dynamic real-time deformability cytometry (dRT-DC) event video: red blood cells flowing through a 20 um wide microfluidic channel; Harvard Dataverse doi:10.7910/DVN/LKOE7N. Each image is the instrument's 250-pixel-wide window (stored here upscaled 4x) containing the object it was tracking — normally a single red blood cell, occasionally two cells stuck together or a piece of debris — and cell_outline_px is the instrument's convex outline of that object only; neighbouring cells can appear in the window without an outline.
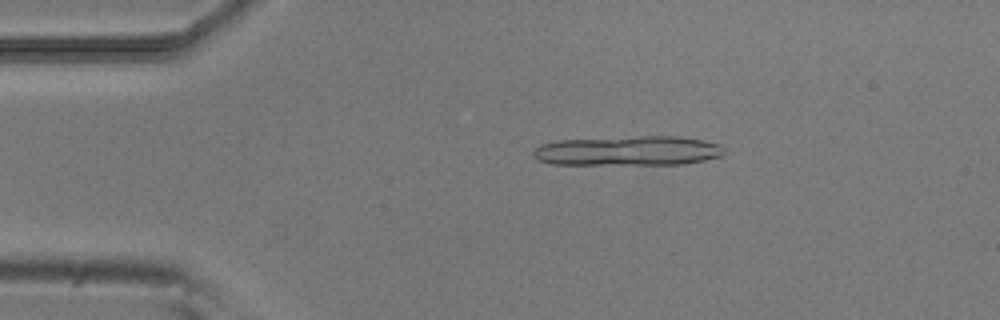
{"species": "common noctule bat (a hibernating species)", "species_latin": "Nyctalus noctula", "temperature_condition": "room temperature", "stored_images_in_passage": 14, "camera_frame_rate_fps": 3000, "um_per_image_px": 0.085, "animal": {"sex": "male", "body_mass_g": 20.5, "forearm_length_mm": 52.5}, "frame": {"image": 1, "passage_image": 8, "time_ms": 2.333, "image_size_px": [1000, 320], "cell_outline_px": [[724, 152], [720, 156], [704, 160], [684, 164], [552, 164], [536, 160], [532, 156], [532, 152], [540, 144], [556, 140], [640, 136], [676, 136], [704, 140], [720, 144], [724, 148]], "centroid_in_image_um": [53.36, 12.81], "position_along_channel_um": 31.6, "area_um2": 33.18}}